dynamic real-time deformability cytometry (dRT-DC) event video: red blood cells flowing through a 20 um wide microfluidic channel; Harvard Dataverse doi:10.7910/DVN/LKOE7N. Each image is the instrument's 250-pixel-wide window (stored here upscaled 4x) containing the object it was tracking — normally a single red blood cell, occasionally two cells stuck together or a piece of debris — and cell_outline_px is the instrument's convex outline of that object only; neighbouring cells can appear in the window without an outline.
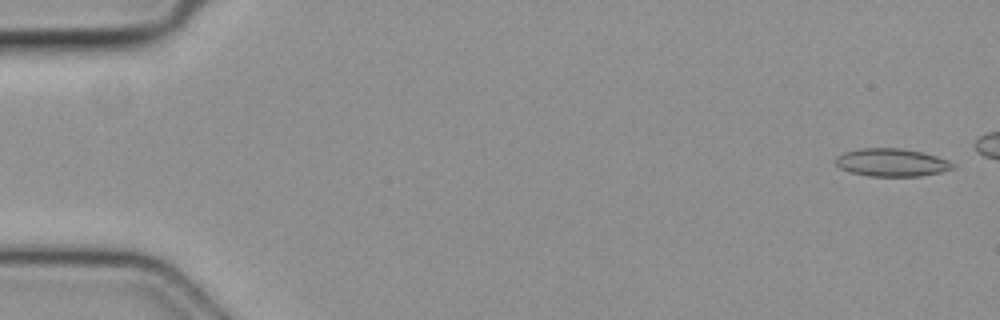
{"species": "common noctule bat (a hibernating species)", "species_latin": "Nyctalus noctula", "temperature_condition": "cold", "stored_images_in_passage": 44, "camera_frame_rate_fps": 3000, "um_per_image_px": 0.085, "animal": {"sex": "female", "body_mass_g": 19.3, "forearm_length_mm": 54.1}, "frame": {"image": 1, "passage_image": 2, "time_ms": 0.333, "image_size_px": [1000, 320], "cell_outline_px": [[956, 168], [940, 172], [920, 176], [868, 176], [852, 172], [840, 168], [836, 164], [836, 156], [844, 152], [860, 148], [900, 148], [920, 152], [936, 156], [948, 160], [956, 164]], "centroid_in_image_um": [75.81, 13.81], "position_along_channel_um": 9.2, "area_um2": 19.02}}
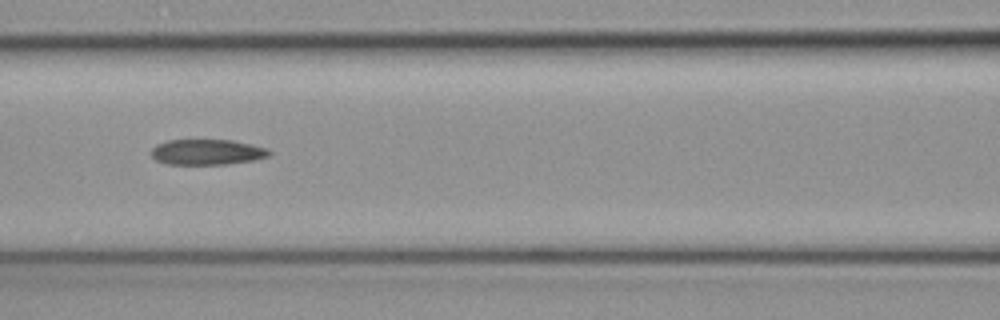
{"frame": {"image": 2, "passage_image": 24, "time_ms": 7.667, "image_size_px": [1000, 320], "cell_outline_px": [[272, 152], [268, 156], [256, 160], [228, 164], [168, 164], [156, 160], [152, 156], [152, 148], [156, 144], [168, 140], [232, 140], [252, 144], [268, 148]], "centroid_in_image_um": [17.64, 12.92], "position_along_channel_um": 149.0, "area_um2": 17.63}}
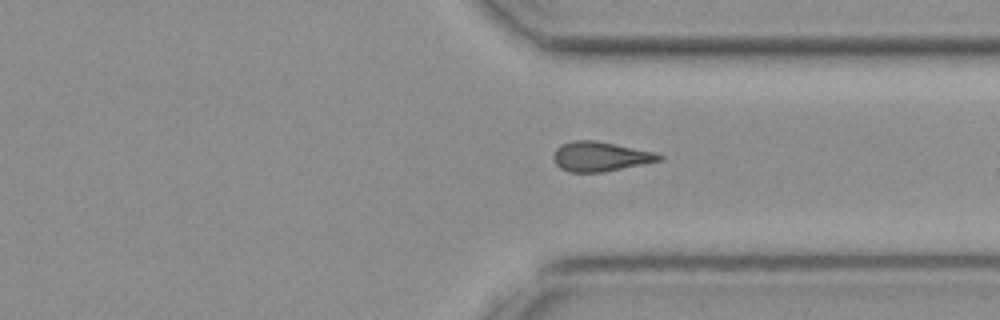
{"frame": {"image": 3, "passage_image": 40, "time_ms": 13.0, "image_size_px": [1000, 320], "cell_outline_px": [[664, 156], [660, 160], [604, 172], [568, 172], [560, 168], [556, 164], [552, 156], [556, 148], [560, 144], [572, 140], [596, 140], [656, 152]], "centroid_in_image_um": [50.98, 13.29], "position_along_channel_um": 360.4, "area_um2": 18.32}}